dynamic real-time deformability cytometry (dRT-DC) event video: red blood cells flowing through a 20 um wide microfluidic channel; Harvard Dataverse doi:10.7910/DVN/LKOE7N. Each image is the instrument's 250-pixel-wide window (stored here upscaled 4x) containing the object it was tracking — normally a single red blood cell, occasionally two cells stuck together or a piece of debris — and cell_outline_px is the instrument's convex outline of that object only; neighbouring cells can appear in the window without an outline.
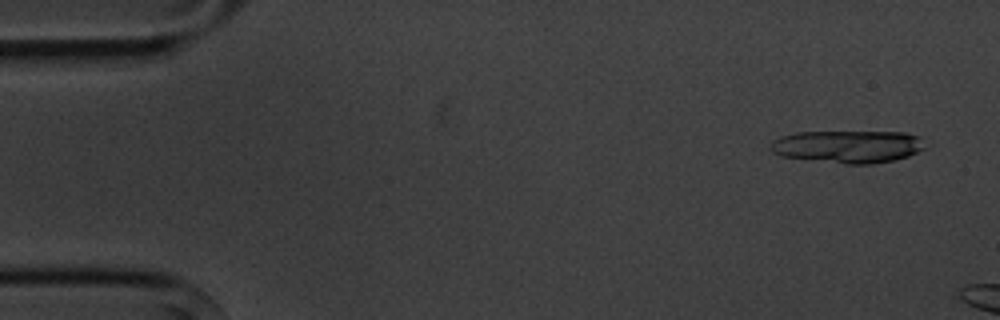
{"species": "common noctule bat (a hibernating species)", "species_latin": "Nyctalus noctula", "temperature_condition": "cold", "stored_images_in_passage": 3, "camera_frame_rate_fps": 3000, "um_per_image_px": 0.085, "animal": {"sex": "male", "body_mass_g": 20.1, "forearm_length_mm": 53.5}, "frame": {"image": 1, "passage_image": 1, "time_ms": 0.0, "image_size_px": [1000, 320], "cell_outline_px": [[924, 148], [908, 156], [892, 160], [872, 164], [848, 164], [780, 156], [772, 152], [768, 148], [772, 140], [780, 136], [796, 132], [904, 132], [920, 136]], "centroid_in_image_um": [72.01, 12.45], "position_along_channel_um": 13.0, "area_um2": 29.3}}